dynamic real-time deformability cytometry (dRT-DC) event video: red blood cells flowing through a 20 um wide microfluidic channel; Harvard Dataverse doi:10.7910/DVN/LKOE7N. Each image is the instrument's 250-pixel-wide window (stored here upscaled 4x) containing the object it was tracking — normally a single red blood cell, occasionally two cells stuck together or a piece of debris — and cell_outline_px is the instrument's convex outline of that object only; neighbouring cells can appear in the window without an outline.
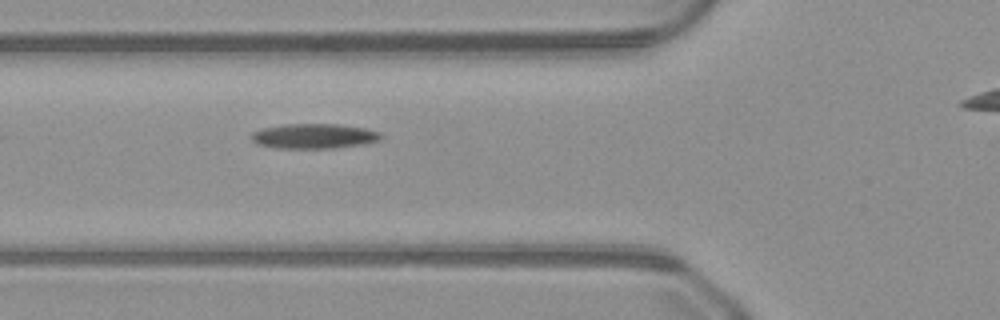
{"species": "common noctule bat (a hibernating species)", "species_latin": "Nyctalus noctula", "temperature_condition": "warm", "stored_images_in_passage": 29, "camera_frame_rate_fps": 3000, "um_per_image_px": 0.085, "animal": {"sex": "male", "body_mass_g": 23.1, "forearm_length_mm": 52.7}, "frame": {"image": 1, "passage_image": 3, "time_ms": 0.667, "image_size_px": [1000, 320], "cell_outline_px": [[384, 136], [380, 140], [364, 144], [336, 148], [272, 148], [256, 144], [252, 140], [252, 132], [264, 128], [284, 124], [336, 124], [364, 128], [380, 132]], "centroid_in_image_um": [26.7, 11.58], "position_along_channel_um": 99.1, "area_um2": 18.9}}
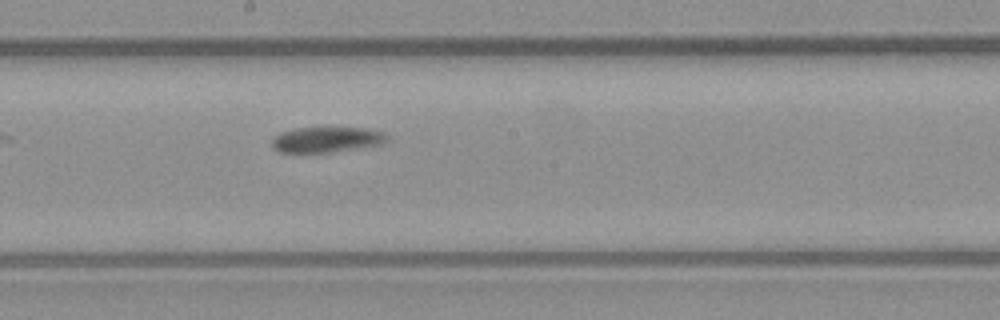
{"frame": {"image": 2, "passage_image": 12, "time_ms": 3.667, "image_size_px": [1000, 320], "cell_outline_px": [[388, 140], [376, 144], [328, 152], [280, 152], [272, 144], [272, 136], [280, 132], [296, 128], [328, 124], [368, 128], [384, 132], [388, 136]], "centroid_in_image_um": [27.74, 11.78], "position_along_channel_um": 220.5, "area_um2": 17.69}}
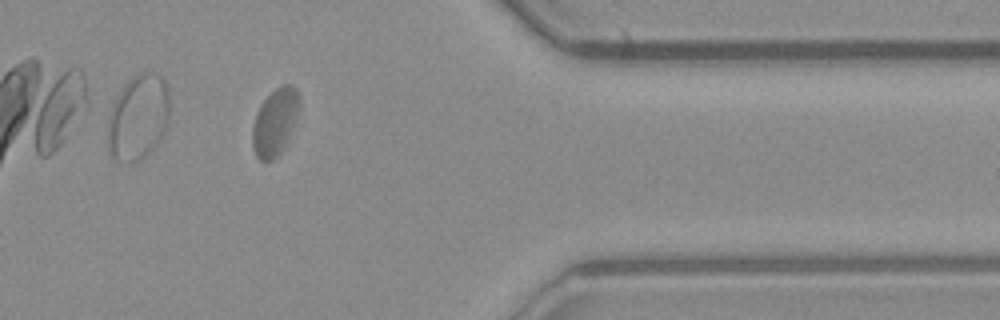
{"frame": {"image": 3, "passage_image": 26, "time_ms": 8.333, "image_size_px": [1000, 320], "cell_outline_px": [[300, 104], [284, 148], [272, 160], [260, 160], [256, 156], [252, 148], [252, 128], [260, 104], [276, 88], [284, 84], [292, 84], [296, 88], [300, 96]], "centroid_in_image_um": [23.36, 10.35], "position_along_channel_um": 388.0, "area_um2": 17.98}}